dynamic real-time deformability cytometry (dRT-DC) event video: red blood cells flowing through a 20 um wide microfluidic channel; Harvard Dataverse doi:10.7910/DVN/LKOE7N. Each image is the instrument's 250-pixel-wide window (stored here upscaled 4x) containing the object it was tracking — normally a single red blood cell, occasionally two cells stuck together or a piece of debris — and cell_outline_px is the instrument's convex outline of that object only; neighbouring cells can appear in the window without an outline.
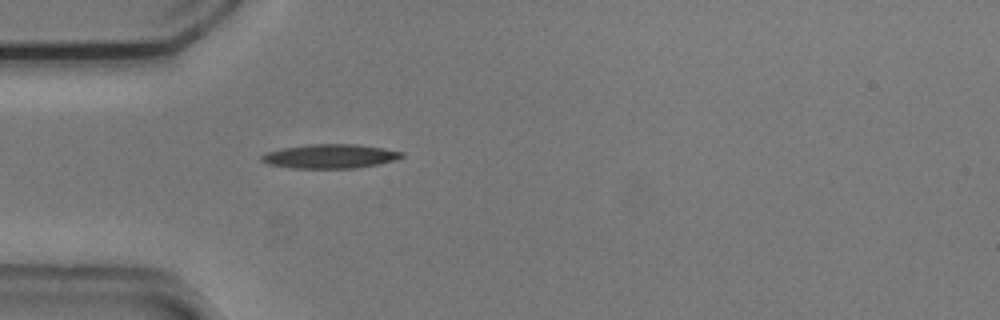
{"species": "common noctule bat (a hibernating species)", "species_latin": "Nyctalus noctula", "temperature_condition": "cold", "stored_images_in_passage": 39, "camera_frame_rate_fps": 3000, "um_per_image_px": 0.085, "animal": {"sex": "male", "body_mass_g": 20.5, "forearm_length_mm": 52.5}, "frame": {"image": 1, "passage_image": 1, "time_ms": 0.0, "image_size_px": [1000, 320], "cell_outline_px": [[404, 156], [396, 160], [356, 168], [292, 168], [268, 164], [260, 160], [260, 156], [264, 152], [280, 148], [308, 144], [356, 144], [404, 152]], "centroid_in_image_um": [27.99, 13.28], "position_along_channel_um": 57.0, "area_um2": 19.77}}
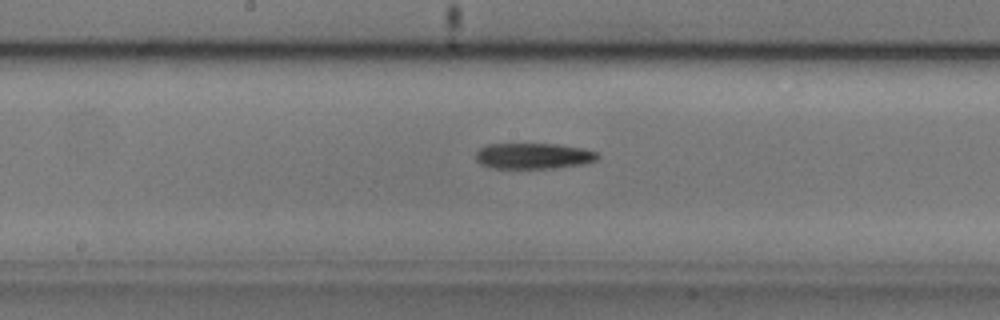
{"frame": {"image": 2, "passage_image": 13, "time_ms": 4.0, "image_size_px": [1000, 320], "cell_outline_px": [[600, 156], [596, 160], [584, 164], [552, 168], [492, 168], [480, 164], [476, 160], [476, 152], [480, 148], [488, 144], [556, 144], [580, 148], [596, 152]], "centroid_in_image_um": [45.32, 13.26], "position_along_channel_um": 202.9, "area_um2": 18.26}}
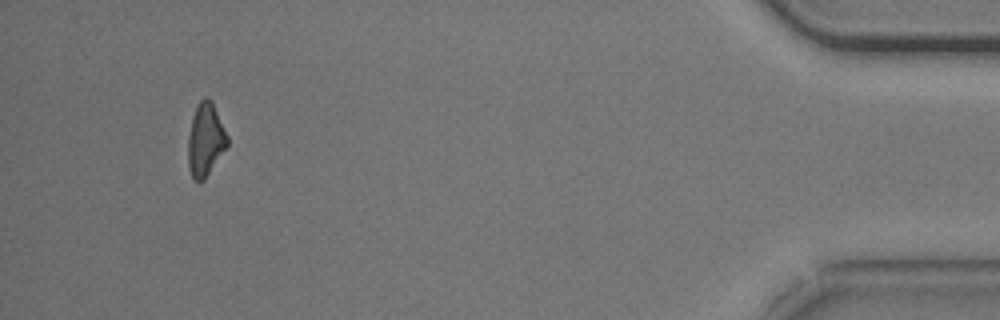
{"frame": {"image": 3, "passage_image": 36, "time_ms": 11.667, "image_size_px": [1000, 320], "cell_outline_px": [[228, 144], [204, 180], [196, 180], [192, 176], [188, 168], [188, 136], [192, 116], [200, 100], [204, 96], [208, 96], [212, 100], [228, 136]], "centroid_in_image_um": [17.46, 11.83], "position_along_channel_um": 417.7, "area_um2": 16.65}, "authors_computed_cell_mechanics": {"area_um2": 18.2648, "velocity_mm_per_s": 3.7304, "shape_relaxation_time_tau1_ms": 6.6178, "shape_relaxation_time_tau2_ms": null, "deformation_change_tau1": 0.1696, "deformation_change_tau2": null}}